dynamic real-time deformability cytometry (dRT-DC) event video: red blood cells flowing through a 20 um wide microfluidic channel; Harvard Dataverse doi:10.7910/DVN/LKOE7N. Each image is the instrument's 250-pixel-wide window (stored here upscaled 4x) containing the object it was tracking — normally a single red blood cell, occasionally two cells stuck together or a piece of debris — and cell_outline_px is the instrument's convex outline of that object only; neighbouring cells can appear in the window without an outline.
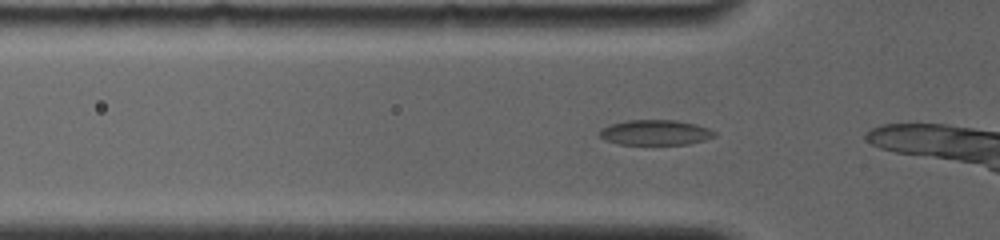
{"species": "common noctule bat (a hibernating species)", "species_latin": "Nyctalus noctula", "temperature_condition": "room temperature", "stored_images_in_passage": 11, "camera_frame_rate_fps": 4000, "um_per_image_px": 0.085, "animal": {"sex": "female", "body_mass_g": 19.0, "forearm_length_mm": 56.7}, "frame": {"image": 1, "passage_image": 4, "time_ms": 0.75, "image_size_px": [1000, 240], "cell_outline_px": [[716, 136], [704, 140], [688, 144], [620, 144], [604, 140], [600, 136], [600, 128], [608, 124], [628, 120], [676, 120], [696, 124], [708, 128], [716, 132]], "centroid_in_image_um": [55.69, 11.25], "position_along_channel_um": 70.1, "area_um2": 16.94}}
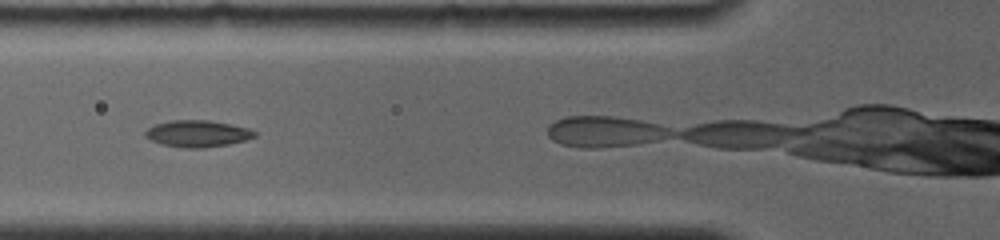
{"frame": {"image": 2, "passage_image": 8, "time_ms": 1.75, "image_size_px": [1000, 240], "cell_outline_px": [[256, 136], [244, 140], [228, 144], [204, 148], [184, 148], [164, 144], [152, 140], [144, 136], [144, 132], [148, 128], [156, 124], [172, 120], [208, 120], [232, 124], [248, 128], [256, 132]], "centroid_in_image_um": [16.79, 11.35], "position_along_channel_um": 109.0, "area_um2": 16.88}}